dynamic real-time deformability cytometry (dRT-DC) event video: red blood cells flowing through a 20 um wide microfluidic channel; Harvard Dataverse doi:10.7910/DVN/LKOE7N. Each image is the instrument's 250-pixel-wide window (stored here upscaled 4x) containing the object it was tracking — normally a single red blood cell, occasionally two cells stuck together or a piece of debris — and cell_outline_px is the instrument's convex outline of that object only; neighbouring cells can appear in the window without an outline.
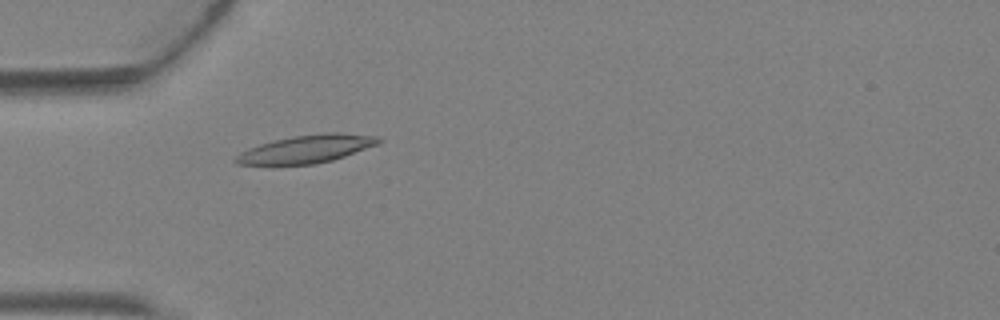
{"species": "Egyptian fruit bat (a non-hibernating species)", "species_latin": "Rousettus aegyptiacus", "temperature_condition": "warm", "stored_images_in_passage": 1, "camera_frame_rate_fps": 3000, "um_per_image_px": 0.085, "animal": {"sex": "female"}, "frame": {"image": 1, "passage_image": 1, "time_ms": 0.0, "image_size_px": [1000, 320], "cell_outline_px": [[384, 140], [380, 144], [332, 160], [316, 164], [236, 164], [232, 160], [240, 152], [248, 148], [272, 140], [292, 136], [324, 132], [336, 132], [380, 136]], "centroid_in_image_um": [26.1, 12.64], "position_along_channel_um": 58.9, "area_um2": 23.41}}